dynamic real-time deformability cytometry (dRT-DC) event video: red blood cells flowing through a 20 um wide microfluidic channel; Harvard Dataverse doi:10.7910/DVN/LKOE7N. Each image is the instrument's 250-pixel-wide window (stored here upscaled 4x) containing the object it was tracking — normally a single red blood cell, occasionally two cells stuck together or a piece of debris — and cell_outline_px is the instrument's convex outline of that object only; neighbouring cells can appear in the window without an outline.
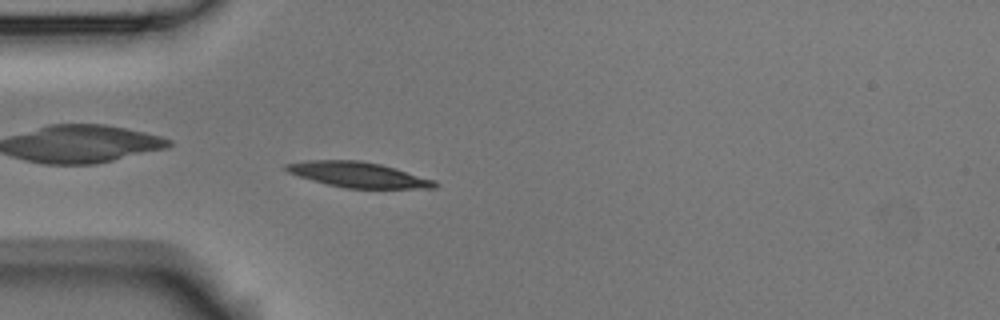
{"species": "Egyptian fruit bat (a non-hibernating species)", "species_latin": "Rousettus aegyptiacus", "temperature_condition": "room temperature", "stored_images_in_passage": 53, "camera_frame_rate_fps": 3000, "um_per_image_px": 0.085, "animal": {"sex": "male"}, "frame": {"image": 1, "passage_image": 15, "time_ms": 4.667, "image_size_px": [1000, 320], "cell_outline_px": [[440, 184], [436, 188], [344, 188], [312, 180], [288, 172], [284, 168], [284, 164], [308, 160], [360, 160], [380, 164], [396, 168], [436, 180]], "centroid_in_image_um": [30.49, 14.84], "position_along_channel_um": 54.5, "area_um2": 21.96}}
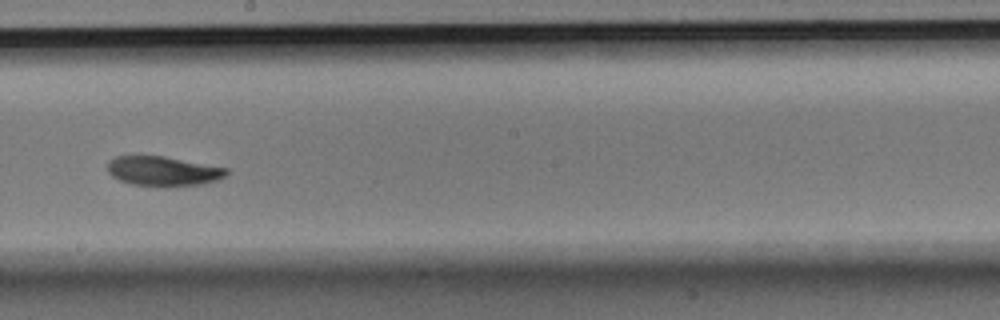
{"frame": {"image": 2, "passage_image": 30, "time_ms": 9.667, "image_size_px": [1000, 320], "cell_outline_px": [[228, 172], [224, 176], [216, 180], [204, 184], [168, 188], [164, 188], [132, 184], [120, 180], [112, 176], [108, 172], [108, 160], [116, 156], [164, 156], [228, 168]], "centroid_in_image_um": [13.87, 14.57], "position_along_channel_um": 234.3, "area_um2": 20.87}}
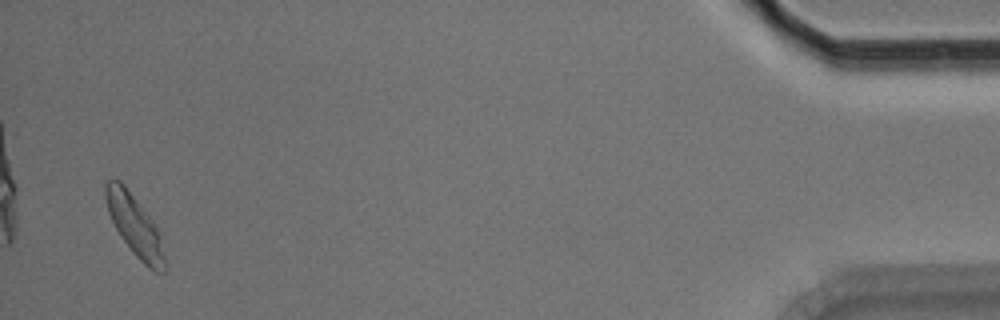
{"frame": {"image": 3, "passage_image": 52, "time_ms": 17.0, "image_size_px": [1000, 320], "cell_outline_px": [[168, 264], [164, 272], [156, 272], [148, 268], [132, 252], [120, 236], [108, 212], [104, 196], [104, 184], [108, 180], [120, 180], [124, 184], [152, 220], [160, 236]], "centroid_in_image_um": [11.46, 19.21], "position_along_channel_um": 423.7, "area_um2": 20.98}, "authors_computed_cell_mechanics": {"area_um2": 20.5768, "velocity_mm_per_s": 3.7181, "shape_relaxation_time_tau1_ms": 3.373, "shape_relaxation_time_tau2_ms": 3.9477, "deformation_change_tau1": 0.1256, "deformation_change_tau2": 0.0936}}